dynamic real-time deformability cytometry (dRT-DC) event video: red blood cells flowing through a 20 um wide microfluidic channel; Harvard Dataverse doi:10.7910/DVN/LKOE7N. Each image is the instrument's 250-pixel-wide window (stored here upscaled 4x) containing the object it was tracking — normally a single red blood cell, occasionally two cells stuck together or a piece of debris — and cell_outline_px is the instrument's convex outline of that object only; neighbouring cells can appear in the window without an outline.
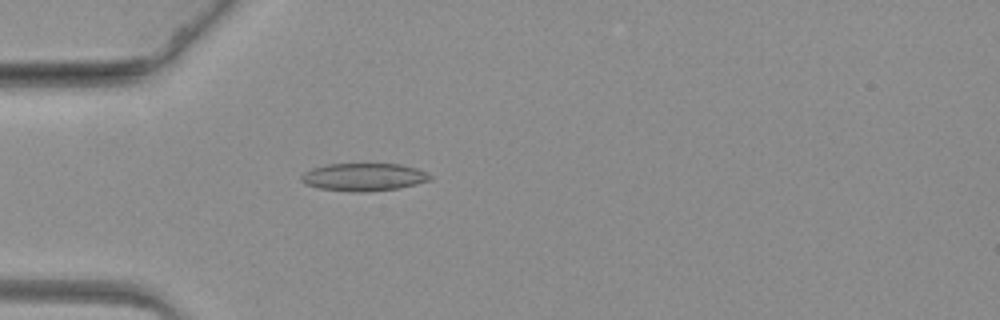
{"species": "common noctule bat (a hibernating species)", "species_latin": "Nyctalus noctula", "temperature_condition": "warm", "stored_images_in_passage": 63, "camera_frame_rate_fps": 3000, "um_per_image_px": 0.085, "animal": {"sex": "female", "body_mass_g": 19.3, "forearm_length_mm": 54.1}, "frame": {"image": 1, "passage_image": 19, "time_ms": 6.0, "image_size_px": [1000, 320], "cell_outline_px": [[432, 180], [396, 188], [368, 192], [352, 192], [320, 188], [304, 184], [300, 180], [300, 176], [304, 172], [312, 168], [328, 164], [400, 164], [416, 168], [432, 176]], "centroid_in_image_um": [30.88, 15.05], "position_along_channel_um": 54.1, "area_um2": 20.75}}
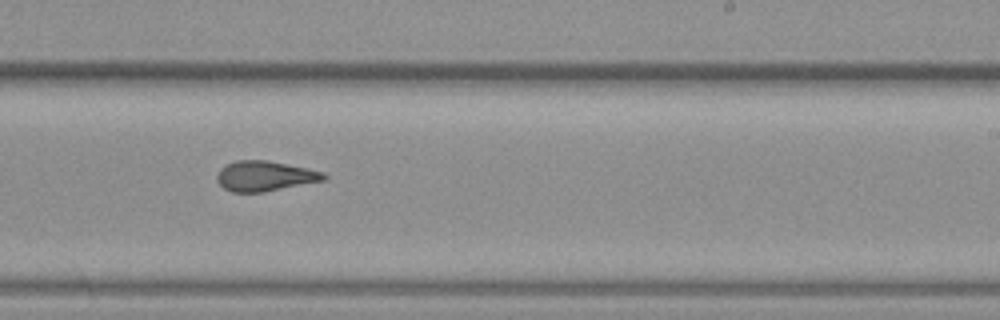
{"frame": {"image": 2, "passage_image": 39, "time_ms": 12.667, "image_size_px": [1000, 320], "cell_outline_px": [[328, 176], [324, 180], [264, 192], [232, 192], [224, 188], [216, 180], [216, 176], [220, 168], [236, 160], [268, 160], [324, 172]], "centroid_in_image_um": [22.49, 14.96], "position_along_channel_um": 266.5, "area_um2": 18.67}}
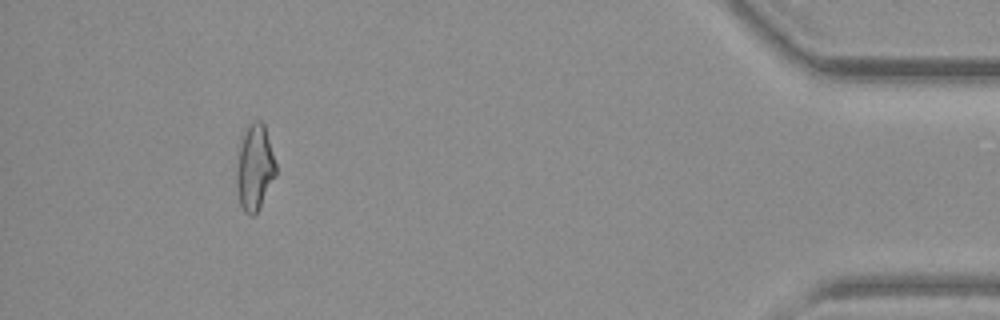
{"frame": {"image": 3, "passage_image": 58, "time_ms": 19.0, "image_size_px": [1000, 320], "cell_outline_px": [[276, 176], [256, 212], [252, 216], [248, 216], [244, 212], [240, 204], [236, 184], [236, 172], [240, 144], [248, 124], [252, 120], [260, 120], [264, 124], [276, 164]], "centroid_in_image_um": [21.64, 14.23], "position_along_channel_um": 413.6, "area_um2": 19.48}}